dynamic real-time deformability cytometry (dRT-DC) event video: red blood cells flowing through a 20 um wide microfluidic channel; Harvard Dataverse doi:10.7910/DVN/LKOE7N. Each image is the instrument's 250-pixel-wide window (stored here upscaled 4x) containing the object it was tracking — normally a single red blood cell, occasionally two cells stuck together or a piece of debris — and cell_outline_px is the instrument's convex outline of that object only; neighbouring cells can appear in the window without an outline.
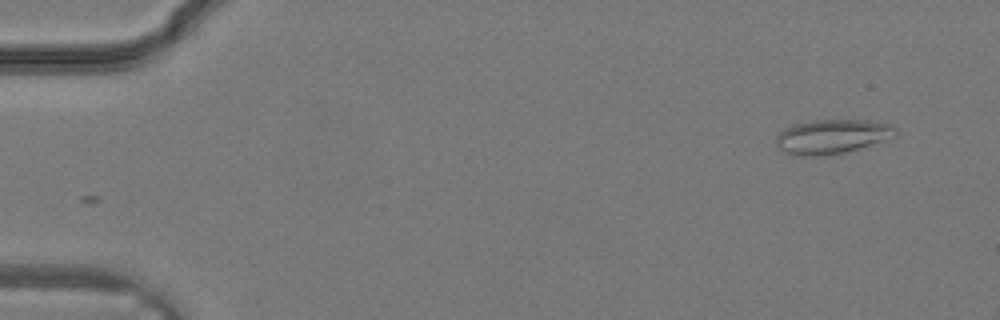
{"species": "common noctule bat (a hibernating species)", "species_latin": "Nyctalus noctula", "temperature_condition": "warm", "stored_images_in_passage": 17, "camera_frame_rate_fps": 3000, "um_per_image_px": 0.085, "animal": {"sex": "male", "body_mass_g": 19.2, "forearm_length_mm": 51.8}, "frame": {"image": 1, "passage_image": 3, "time_ms": 0.667, "image_size_px": [1000, 320], "cell_outline_px": [[900, 132], [896, 136], [844, 152], [824, 156], [796, 156], [780, 148], [776, 144], [776, 136], [784, 128], [796, 124], [816, 120], [868, 120], [888, 124], [896, 128]], "centroid_in_image_um": [70.73, 11.6], "position_along_channel_um": 14.3, "area_um2": 23.64}}
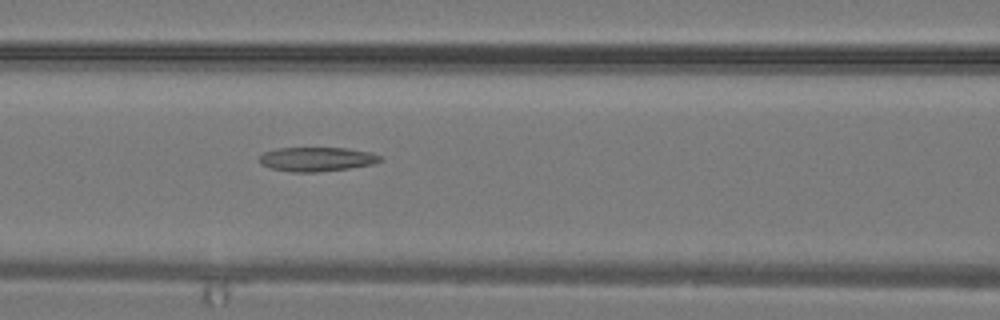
{"frame": {"image": 2, "passage_image": 15, "time_ms": 4.667, "image_size_px": [1000, 320], "cell_outline_px": [[384, 160], [372, 164], [348, 168], [316, 172], [292, 172], [272, 168], [260, 164], [260, 156], [264, 152], [276, 148], [348, 148], [372, 152], [380, 156]], "centroid_in_image_um": [26.94, 13.52], "position_along_channel_um": 139.7, "area_um2": 16.99}}
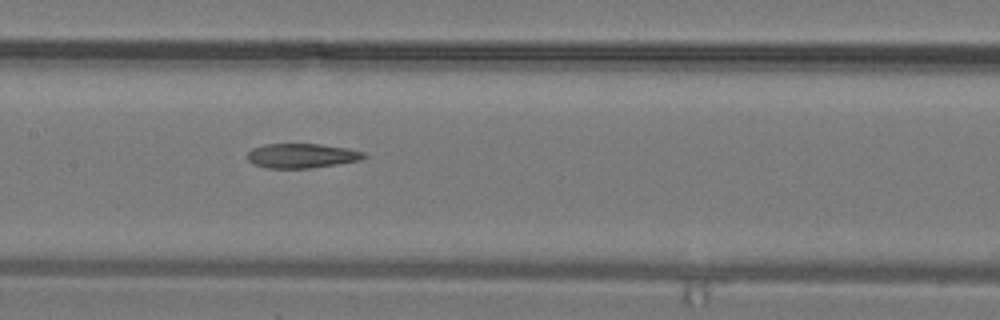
{"frame": {"image": 3, "passage_image": 17, "time_ms": 5.333, "image_size_px": [1000, 320], "cell_outline_px": [[368, 156], [360, 160], [336, 164], [308, 168], [268, 168], [252, 164], [248, 160], [248, 152], [252, 148], [264, 144], [320, 144], [348, 148], [364, 152]], "centroid_in_image_um": [25.64, 13.23], "position_along_channel_um": 181.8, "area_um2": 16.65}}